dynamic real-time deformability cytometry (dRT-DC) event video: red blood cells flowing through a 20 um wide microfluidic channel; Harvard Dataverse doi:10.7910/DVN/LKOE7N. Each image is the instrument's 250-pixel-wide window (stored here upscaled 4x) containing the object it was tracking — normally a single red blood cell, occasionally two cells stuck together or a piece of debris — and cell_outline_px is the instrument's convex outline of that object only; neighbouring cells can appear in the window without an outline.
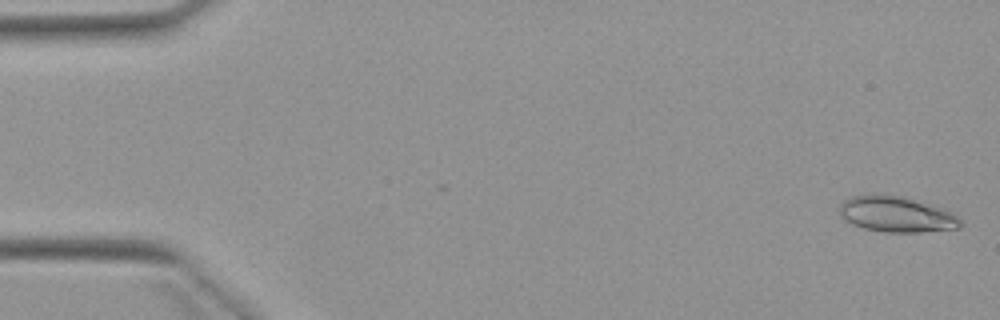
{"species": "Egyptian fruit bat (a non-hibernating species)", "species_latin": "Rousettus aegyptiacus", "temperature_condition": "warm", "stored_images_in_passage": 5, "camera_frame_rate_fps": 3000, "um_per_image_px": 0.085, "animal": {"sex": "female"}, "frame": {"image": 1, "passage_image": 1, "time_ms": 0.0, "image_size_px": [1000, 320], "cell_outline_px": [[964, 224], [960, 228], [920, 232], [884, 232], [864, 228], [852, 224], [840, 216], [840, 204], [844, 200], [852, 196], [864, 192], [876, 192], [904, 196], [944, 208], [952, 212]], "centroid_in_image_um": [76.18, 18.17], "position_along_channel_um": 8.8, "area_um2": 25.84}}
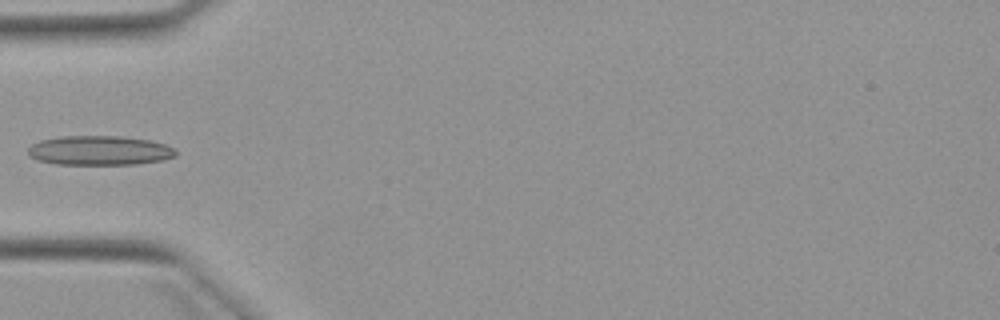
{"frame": {"image": 2, "passage_image": 5, "time_ms": 5.333, "image_size_px": [1000, 320], "cell_outline_px": [[176, 156], [160, 160], [136, 164], [56, 164], [36, 160], [28, 156], [28, 148], [32, 144], [40, 140], [60, 136], [120, 136], [148, 140], [164, 144], [172, 148], [176, 152]], "centroid_in_image_um": [8.39, 12.79], "position_along_channel_um": 76.6, "area_um2": 25.26}}